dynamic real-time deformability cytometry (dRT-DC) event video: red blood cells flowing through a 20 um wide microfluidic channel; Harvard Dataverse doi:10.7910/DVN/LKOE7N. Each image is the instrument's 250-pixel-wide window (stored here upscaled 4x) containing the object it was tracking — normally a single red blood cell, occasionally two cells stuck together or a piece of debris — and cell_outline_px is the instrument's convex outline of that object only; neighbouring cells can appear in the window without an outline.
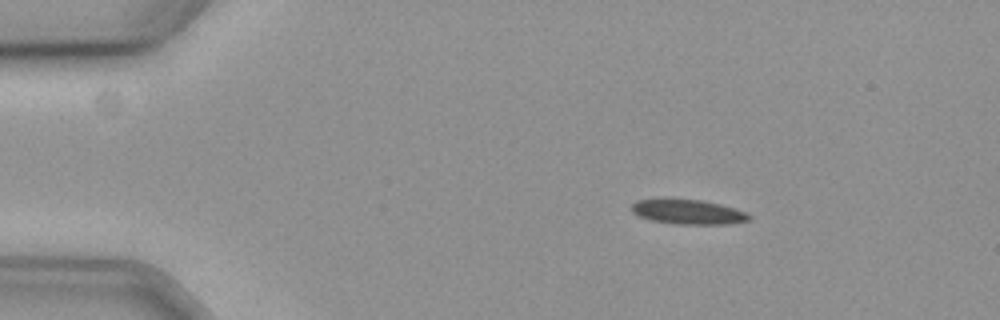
{"species": "common noctule bat (a hibernating species)", "species_latin": "Nyctalus noctula", "temperature_condition": "cold", "stored_images_in_passage": 50, "camera_frame_rate_fps": 3000, "um_per_image_px": 0.085, "animal": {"sex": "female", "body_mass_g": 19.3, "forearm_length_mm": 54.1}, "frame": {"image": 1, "passage_image": 1, "time_ms": 0.0, "image_size_px": [1000, 320], "cell_outline_px": [[752, 216], [748, 220], [728, 224], [676, 224], [652, 220], [640, 216], [632, 212], [632, 204], [636, 200], [700, 200], [720, 204], [744, 212]], "centroid_in_image_um": [58.49, 18.03], "position_along_channel_um": 26.5, "area_um2": 16.36}}
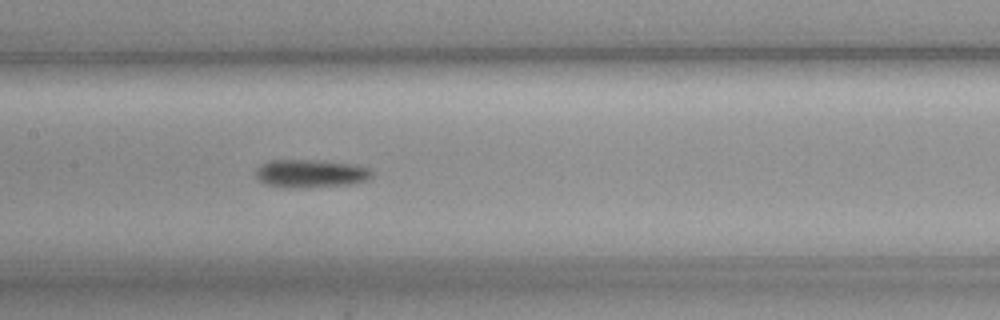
{"frame": {"image": 2, "passage_image": 20, "time_ms": 6.333, "image_size_px": [1000, 320], "cell_outline_px": [[372, 176], [364, 180], [352, 184], [284, 188], [264, 184], [256, 176], [256, 172], [260, 164], [268, 160], [320, 160], [356, 164], [368, 168], [372, 172]], "centroid_in_image_um": [26.38, 14.73], "position_along_channel_um": 181.0, "area_um2": 18.96}}
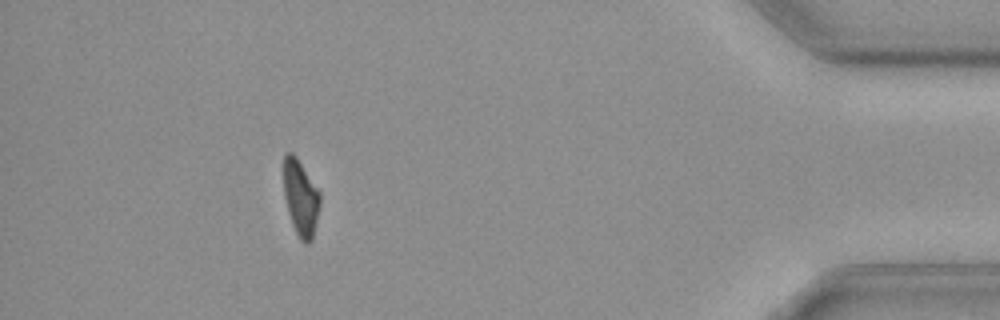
{"frame": {"image": 3, "passage_image": 44, "time_ms": 14.333, "image_size_px": [1000, 320], "cell_outline_px": [[320, 204], [312, 240], [308, 244], [304, 244], [300, 240], [292, 224], [288, 212], [284, 196], [284, 152], [292, 152], [296, 156], [320, 192]], "centroid_in_image_um": [25.55, 16.82], "position_along_channel_um": 409.6, "area_um2": 16.07}, "authors_computed_cell_mechanics": {"area_um2": 17.6579, "velocity_mm_per_s": 3.587, "shape_relaxation_time_tau1_ms": 6.1079, "shape_relaxation_time_tau2_ms": null, "deformation_change_tau1": 0.1386, "deformation_change_tau2": null}}